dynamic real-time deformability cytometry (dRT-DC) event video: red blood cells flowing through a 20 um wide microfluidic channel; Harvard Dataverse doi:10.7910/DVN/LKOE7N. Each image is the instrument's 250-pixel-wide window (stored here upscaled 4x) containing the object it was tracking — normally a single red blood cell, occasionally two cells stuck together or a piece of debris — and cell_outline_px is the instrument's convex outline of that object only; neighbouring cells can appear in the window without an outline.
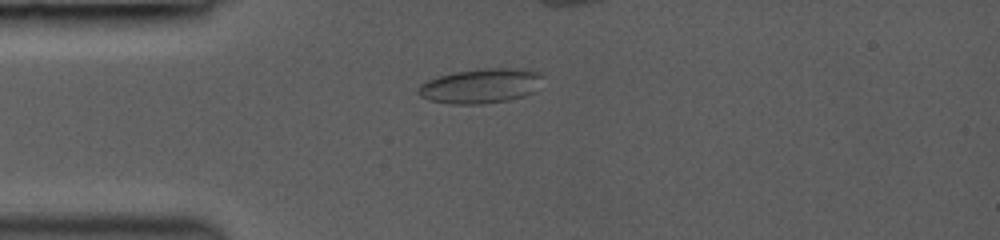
{"species": "common noctule bat (a hibernating species)", "species_latin": "Nyctalus noctula", "temperature_condition": "room temperature", "stored_images_in_passage": 2, "camera_frame_rate_fps": 3000, "um_per_image_px": 0.085, "animal": {"sex": "female", "body_mass_g": 19.0, "forearm_length_mm": 53.3}, "frame": {"image": 1, "passage_image": 1, "time_ms": 0.0, "image_size_px": [1000, 240], "cell_outline_px": [[544, 76], [532, 92], [524, 96], [508, 100], [480, 104], [452, 104], [428, 100], [420, 96], [416, 92], [420, 84], [428, 80], [452, 72], [488, 68], [524, 68], [540, 72]], "centroid_in_image_um": [40.85, 7.29], "position_along_channel_um": 44.2, "area_um2": 25.2}}